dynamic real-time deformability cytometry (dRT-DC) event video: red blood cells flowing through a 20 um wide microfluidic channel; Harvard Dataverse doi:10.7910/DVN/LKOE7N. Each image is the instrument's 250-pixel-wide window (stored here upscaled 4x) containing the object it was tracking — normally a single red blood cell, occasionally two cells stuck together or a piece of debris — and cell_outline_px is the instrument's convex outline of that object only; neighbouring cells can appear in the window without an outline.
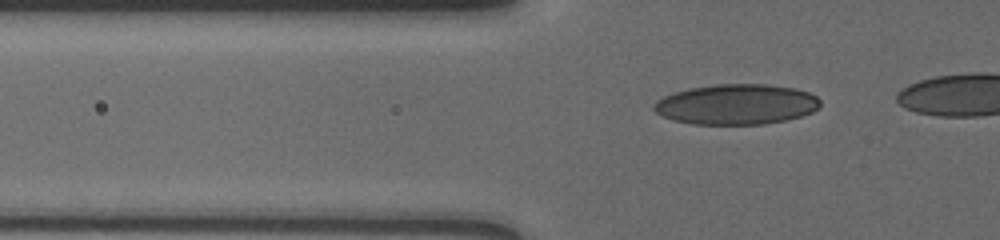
{"species": "human", "species_latin": "Homo sapiens", "temperature_condition": "cold", "stored_images_in_passage": 41, "camera_frame_rate_fps": 3000, "um_per_image_px": 0.085, "donor": {"sex": "male"}, "frame": {"image": 1, "passage_image": 10, "time_ms": 3.0, "image_size_px": [1000, 240], "cell_outline_px": [[820, 104], [812, 112], [800, 116], [784, 120], [764, 124], [692, 124], [676, 120], [664, 116], [656, 112], [652, 108], [652, 104], [656, 100], [664, 96], [688, 88], [716, 84], [764, 84], [796, 88], [808, 92], [816, 96], [820, 100]], "centroid_in_image_um": [62.58, 8.86], "position_along_channel_um": 63.2, "area_um2": 38.96}}
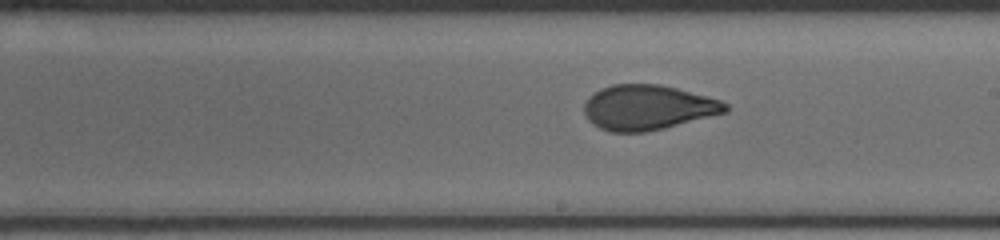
{"frame": {"image": 2, "passage_image": 25, "time_ms": 8.0, "image_size_px": [1000, 240], "cell_outline_px": [[728, 112], [664, 128], [644, 132], [608, 132], [592, 124], [588, 120], [584, 112], [584, 104], [600, 88], [612, 84], [660, 84], [708, 96], [720, 100], [728, 104]], "centroid_in_image_um": [55.07, 9.14], "position_along_channel_um": 233.9, "area_um2": 36.99}}
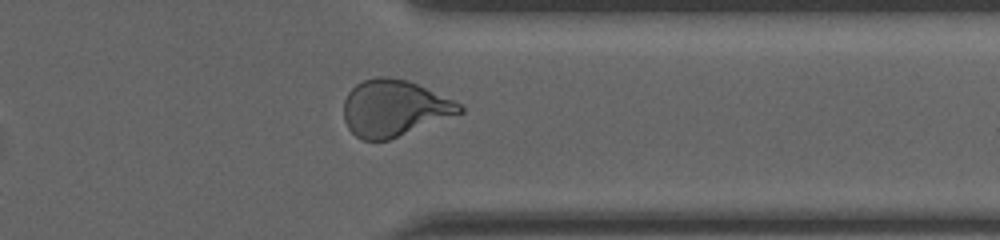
{"frame": {"image": 3, "passage_image": 37, "time_ms": 12.0, "image_size_px": [1000, 240], "cell_outline_px": [[464, 112], [388, 140], [364, 140], [356, 136], [348, 128], [344, 120], [344, 100], [348, 92], [356, 84], [364, 80], [376, 76], [388, 76], [408, 80], [452, 100], [460, 104], [464, 108]], "centroid_in_image_um": [33.48, 9.19], "position_along_channel_um": 377.9, "area_um2": 37.86}}